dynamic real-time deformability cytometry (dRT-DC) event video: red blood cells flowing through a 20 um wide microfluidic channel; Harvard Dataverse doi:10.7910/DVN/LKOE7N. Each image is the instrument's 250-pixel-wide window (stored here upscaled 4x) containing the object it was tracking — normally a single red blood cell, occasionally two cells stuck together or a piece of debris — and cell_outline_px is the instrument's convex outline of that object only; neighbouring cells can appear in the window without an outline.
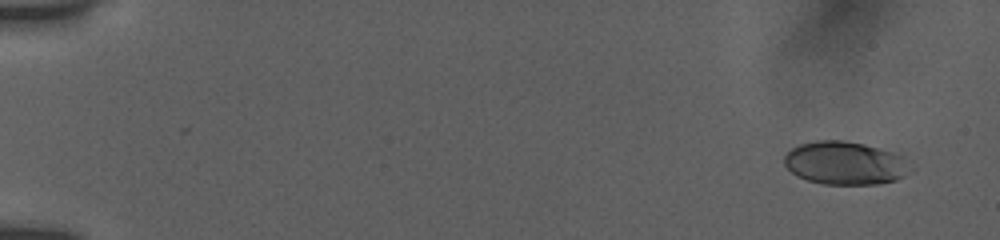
{"species": "human", "species_latin": "Homo sapiens", "temperature_condition": "room temperature", "stored_images_in_passage": 51, "camera_frame_rate_fps": 3000, "um_per_image_px": 0.085, "donor": {"sex": "female"}, "frame": {"image": 1, "passage_image": 4, "time_ms": 1.0, "image_size_px": [1000, 240], "cell_outline_px": [[912, 168], [904, 176], [896, 180], [876, 184], [824, 184], [808, 180], [796, 176], [784, 164], [784, 156], [792, 148], [800, 144], [816, 140], [844, 140], [864, 144], [892, 152], [904, 156]], "centroid_in_image_um": [71.84, 13.86], "position_along_channel_um": 13.2, "area_um2": 31.73}}
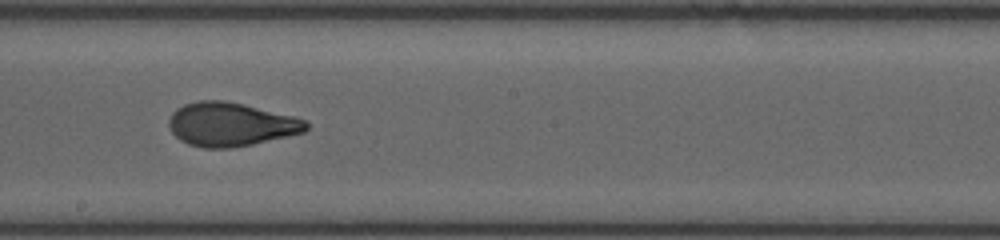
{"frame": {"image": 2, "passage_image": 30, "time_ms": 10.667, "image_size_px": [1000, 240], "cell_outline_px": [[308, 128], [304, 132], [252, 144], [232, 148], [204, 148], [188, 144], [180, 140], [172, 132], [168, 124], [168, 120], [172, 112], [176, 108], [184, 104], [200, 100], [224, 100], [244, 104], [308, 120]], "centroid_in_image_um": [19.59, 10.57], "position_along_channel_um": 228.6, "area_um2": 34.97}}
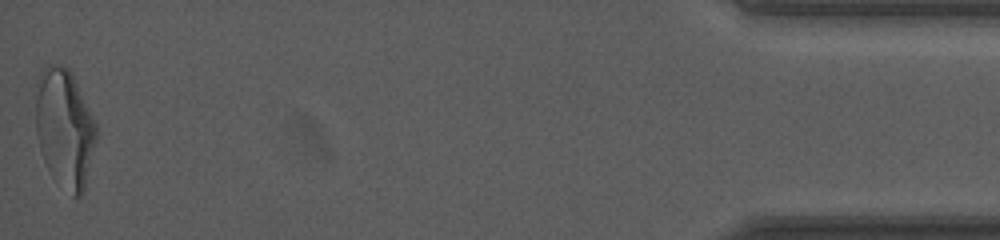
{"frame": {"image": 3, "passage_image": 51, "time_ms": 18.0, "image_size_px": [1000, 240], "cell_outline_px": [[96, 136], [84, 188], [80, 196], [72, 196], [48, 168], [44, 160], [40, 148], [36, 132], [36, 96], [44, 68], [48, 64], [60, 64], [68, 68], [96, 124]], "centroid_in_image_um": [5.48, 10.89], "position_along_channel_um": 429.7, "area_um2": 40.29}, "authors_computed_cell_mechanics": {"area_um2": 34.2176, "velocity_mm_per_s": 3.8738, "shape_relaxation_time_tau1_ms": 4.9286, "shape_relaxation_time_tau2_ms": 1.1289, "deformation_change_tau1": 0.1921, "deformation_change_tau2": 0.0766}}